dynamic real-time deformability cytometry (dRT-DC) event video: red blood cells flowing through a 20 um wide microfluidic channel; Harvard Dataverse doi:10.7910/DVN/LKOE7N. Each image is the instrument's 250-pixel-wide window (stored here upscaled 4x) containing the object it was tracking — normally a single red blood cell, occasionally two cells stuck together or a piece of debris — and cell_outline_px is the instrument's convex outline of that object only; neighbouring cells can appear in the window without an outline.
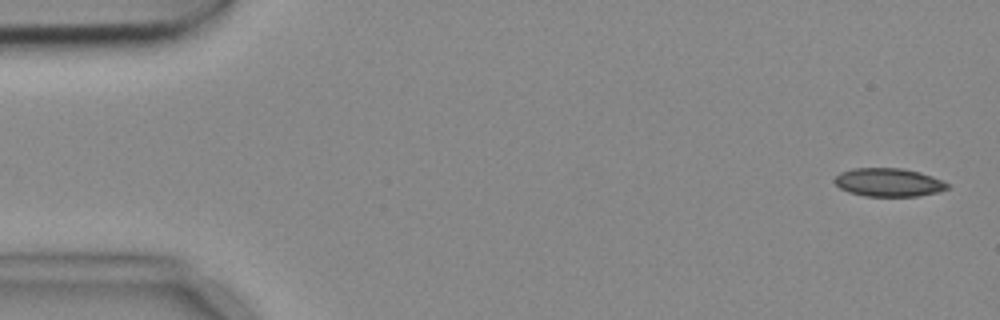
{"species": "common noctule bat (a hibernating species)", "species_latin": "Nyctalus noctula", "temperature_condition": "cold", "stored_images_in_passage": 5, "camera_frame_rate_fps": 3000, "um_per_image_px": 0.085, "animal": {"sex": "female", "body_mass_g": 18.4}, "frame": {"image": 1, "passage_image": 1, "time_ms": 0.0, "image_size_px": [1000, 320], "cell_outline_px": [[948, 188], [936, 192], [916, 196], [864, 196], [848, 192], [840, 188], [832, 180], [840, 172], [852, 168], [904, 168], [920, 172], [944, 180], [948, 184]], "centroid_in_image_um": [75.5, 15.49], "position_along_channel_um": 9.5, "area_um2": 18.73}}
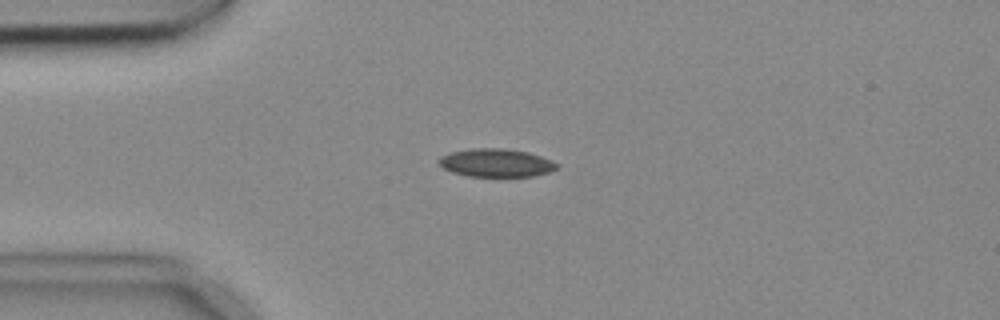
{"frame": {"image": 2, "passage_image": 4, "time_ms": 1.0, "image_size_px": [1000, 320], "cell_outline_px": [[560, 168], [552, 172], [532, 176], [468, 176], [452, 172], [444, 168], [440, 164], [440, 156], [452, 152], [472, 148], [504, 148], [528, 152], [552, 160], [560, 164]], "centroid_in_image_um": [42.25, 13.84], "position_along_channel_um": 42.8, "area_um2": 19.42}}